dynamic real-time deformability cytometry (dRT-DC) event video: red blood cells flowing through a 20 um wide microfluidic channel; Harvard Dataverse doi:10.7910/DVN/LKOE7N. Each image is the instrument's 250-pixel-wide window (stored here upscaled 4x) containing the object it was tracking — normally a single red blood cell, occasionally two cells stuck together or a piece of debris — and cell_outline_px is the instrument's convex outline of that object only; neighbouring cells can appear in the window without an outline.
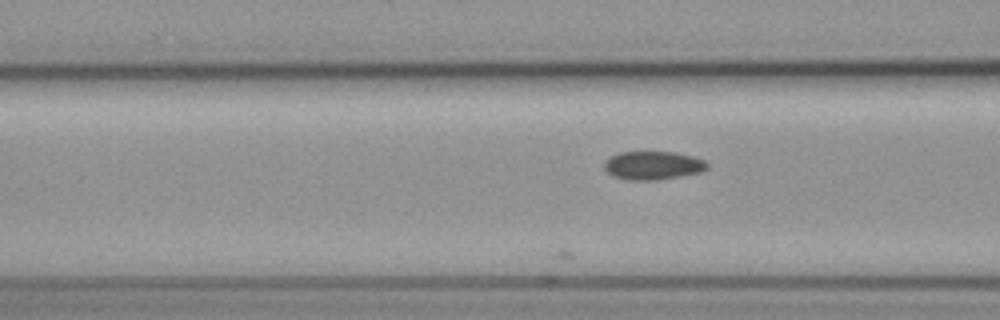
{"species": "common noctule bat (a hibernating species)", "species_latin": "Nyctalus noctula", "temperature_condition": "cold", "stored_images_in_passage": 10, "camera_frame_rate_fps": 3000, "um_per_image_px": 0.085, "animal": {"sex": "female", "body_mass_g": 19.3, "forearm_length_mm": 54.1}, "frame": {"image": 1, "passage_image": 4, "time_ms": 1.0, "image_size_px": [1000, 320], "cell_outline_px": [[708, 168], [700, 172], [680, 176], [656, 180], [628, 180], [612, 176], [604, 168], [604, 160], [608, 156], [620, 152], [676, 152], [692, 156], [704, 160], [708, 164]], "centroid_in_image_um": [55.46, 14.05], "position_along_channel_um": 111.1, "area_um2": 17.17}}